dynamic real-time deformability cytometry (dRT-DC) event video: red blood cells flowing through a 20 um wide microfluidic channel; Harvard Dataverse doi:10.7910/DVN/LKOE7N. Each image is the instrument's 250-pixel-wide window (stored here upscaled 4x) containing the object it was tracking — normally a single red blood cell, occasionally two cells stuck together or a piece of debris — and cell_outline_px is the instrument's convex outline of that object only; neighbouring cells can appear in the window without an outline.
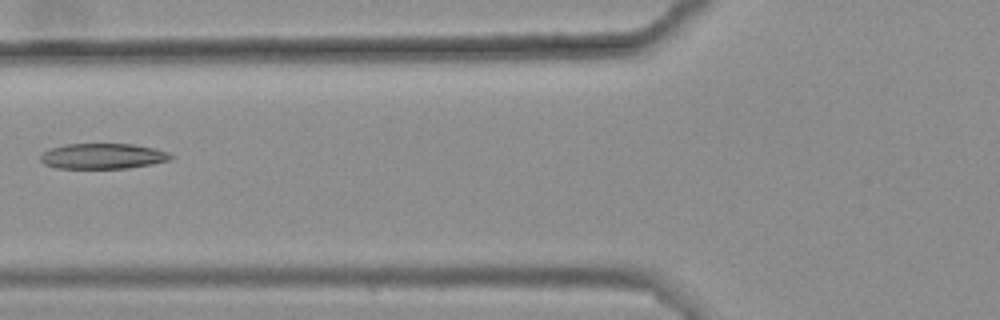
{"species": "common noctule bat (a hibernating species)", "species_latin": "Nyctalus noctula", "temperature_condition": "warm", "stored_images_in_passage": 5, "camera_frame_rate_fps": 3000, "um_per_image_px": 0.085, "animal": {"sex": "female", "body_mass_g": 25.1}, "frame": {"image": 1, "passage_image": 5, "time_ms": 1.333, "image_size_px": [1000, 320], "cell_outline_px": [[176, 156], [168, 160], [152, 164], [128, 168], [56, 168], [44, 164], [40, 160], [40, 156], [44, 152], [52, 148], [64, 144], [132, 144], [152, 148], [168, 152]], "centroid_in_image_um": [8.74, 13.27], "position_along_channel_um": 117.1, "area_um2": 19.25}}